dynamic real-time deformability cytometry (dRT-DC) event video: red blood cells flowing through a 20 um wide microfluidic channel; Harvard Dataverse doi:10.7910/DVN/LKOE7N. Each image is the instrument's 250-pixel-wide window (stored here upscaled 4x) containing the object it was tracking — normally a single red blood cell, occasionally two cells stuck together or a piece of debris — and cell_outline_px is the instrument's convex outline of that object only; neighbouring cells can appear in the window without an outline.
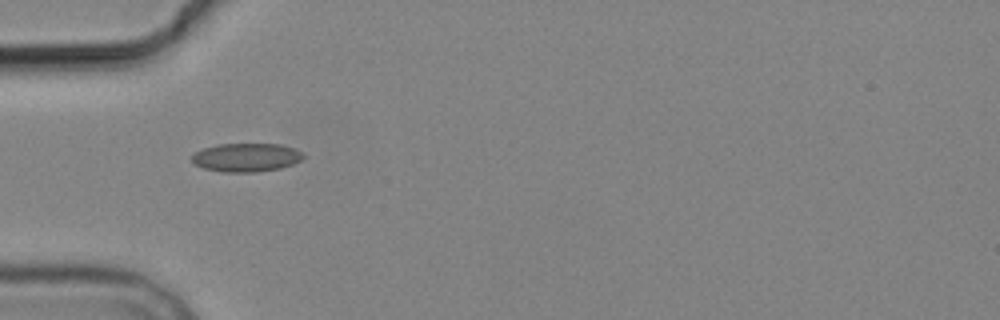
{"species": "common noctule bat (a hibernating species)", "species_latin": "Nyctalus noctula", "temperature_condition": "cold", "stored_images_in_passage": 2, "camera_frame_rate_fps": 3000, "um_per_image_px": 0.085, "animal": {"sex": "male", "body_mass_g": 19.2, "forearm_length_mm": 51.8}, "frame": {"image": 1, "passage_image": 1, "time_ms": 0.0, "image_size_px": [1000, 320], "cell_outline_px": [[304, 156], [300, 160], [292, 164], [280, 168], [256, 172], [224, 172], [204, 168], [196, 164], [192, 160], [192, 152], [216, 144], [280, 144], [292, 148], [300, 152]], "centroid_in_image_um": [20.89, 13.38], "position_along_channel_um": 64.1, "area_um2": 18.38}}
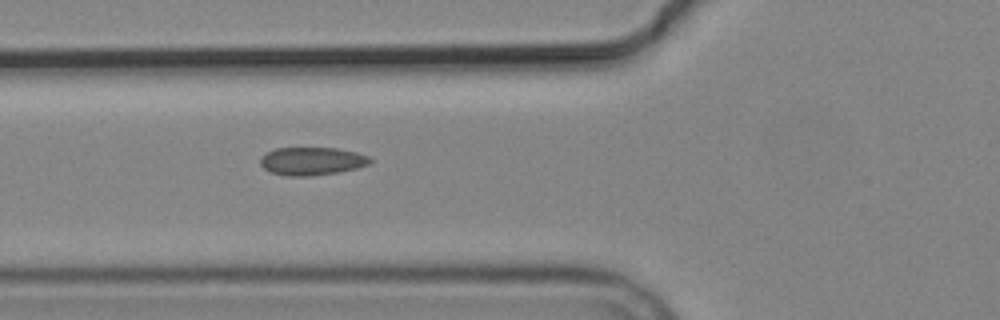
{"frame": {"image": 2, "passage_image": 2, "time_ms": 1.0, "image_size_px": [1000, 320], "cell_outline_px": [[372, 160], [368, 164], [356, 168], [340, 172], [312, 176], [288, 176], [268, 172], [260, 164], [260, 156], [264, 152], [276, 148], [336, 148], [356, 152], [368, 156]], "centroid_in_image_um": [26.45, 13.7], "position_along_channel_um": 99.3, "area_um2": 18.09}}